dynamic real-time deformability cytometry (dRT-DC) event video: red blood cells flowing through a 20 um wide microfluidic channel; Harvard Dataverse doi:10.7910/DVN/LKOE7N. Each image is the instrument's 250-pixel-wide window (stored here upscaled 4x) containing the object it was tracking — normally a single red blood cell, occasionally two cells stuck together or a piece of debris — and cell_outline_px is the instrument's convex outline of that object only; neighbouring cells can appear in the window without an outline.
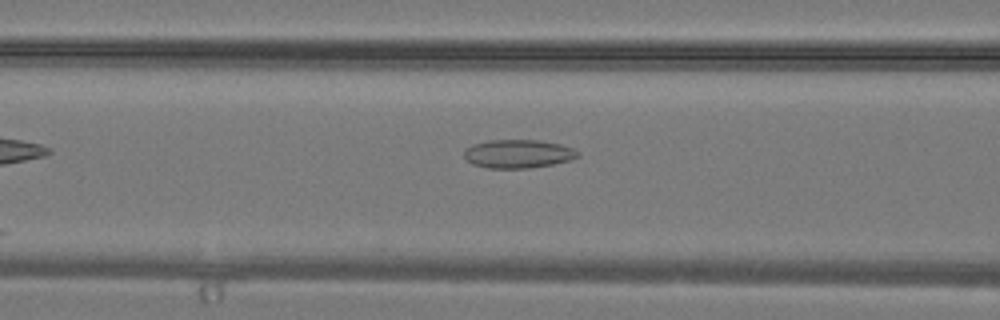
{"species": "common noctule bat (a hibernating species)", "species_latin": "Nyctalus noctula", "temperature_condition": "warm", "stored_images_in_passage": 4, "camera_frame_rate_fps": 3000, "um_per_image_px": 0.085, "animal": {"sex": "male", "body_mass_g": 19.2, "forearm_length_mm": 51.8}, "frame": {"image": 1, "passage_image": 4, "time_ms": 1.0, "image_size_px": [1000, 320], "cell_outline_px": [[580, 156], [572, 160], [552, 164], [528, 168], [488, 168], [472, 164], [464, 156], [464, 148], [472, 144], [488, 140], [540, 140], [560, 144], [572, 148], [580, 152]], "centroid_in_image_um": [44.04, 13.07], "position_along_channel_um": 122.6, "area_um2": 19.02}}